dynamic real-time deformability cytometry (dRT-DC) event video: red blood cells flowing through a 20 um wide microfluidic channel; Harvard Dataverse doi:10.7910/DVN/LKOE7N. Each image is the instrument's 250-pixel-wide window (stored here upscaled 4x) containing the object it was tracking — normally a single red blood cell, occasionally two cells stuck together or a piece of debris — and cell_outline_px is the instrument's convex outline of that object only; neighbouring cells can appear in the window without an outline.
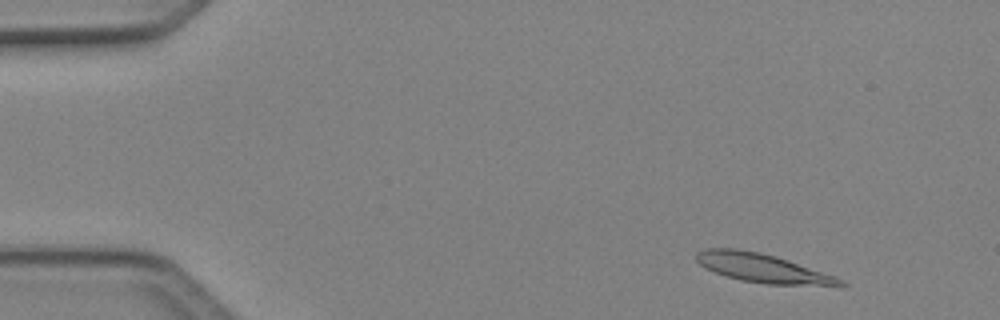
{"species": "Egyptian fruit bat (a non-hibernating species)", "species_latin": "Rousettus aegyptiacus", "temperature_condition": "cold", "stored_images_in_passage": 4, "camera_frame_rate_fps": 3000, "um_per_image_px": 0.085, "animal": {"sex": "female"}, "frame": {"image": 1, "passage_image": 1, "time_ms": 0.0, "image_size_px": [1000, 320], "cell_outline_px": [[848, 284], [844, 288], [836, 288], [764, 284], [740, 280], [704, 268], [696, 260], [696, 252], [704, 248], [736, 248], [760, 252], [776, 256], [836, 276], [844, 280]], "centroid_in_image_um": [64.98, 22.83], "position_along_channel_um": 20.0, "area_um2": 25.09}}
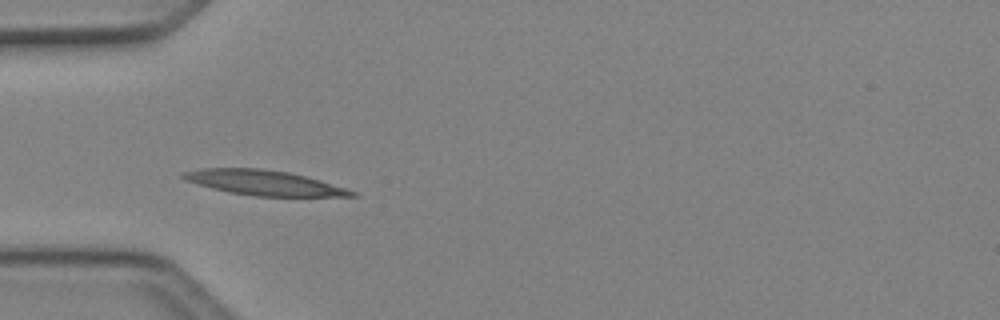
{"frame": {"image": 2, "passage_image": 3, "time_ms": 0.667, "image_size_px": [1000, 320], "cell_outline_px": [[360, 196], [256, 196], [228, 192], [212, 188], [184, 180], [180, 176], [184, 172], [200, 168], [260, 168], [288, 172], [320, 180], [356, 192]], "centroid_in_image_um": [22.4, 15.53], "position_along_channel_um": 62.6, "area_um2": 24.28}}
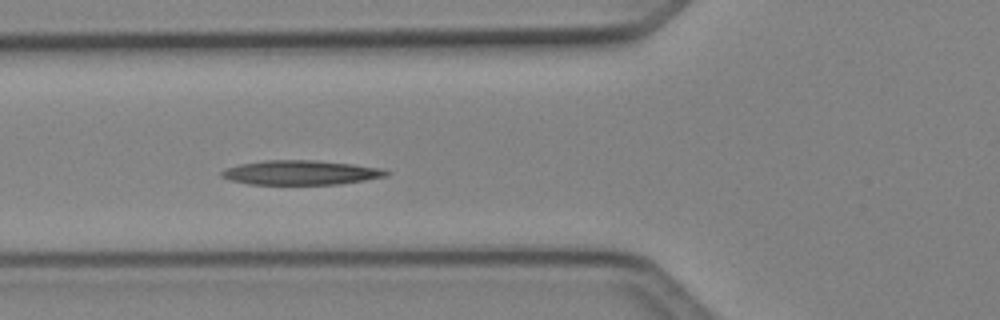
{"frame": {"image": 3, "passage_image": 4, "time_ms": 1.0, "image_size_px": [1000, 320], "cell_outline_px": [[392, 172], [388, 176], [340, 184], [248, 184], [232, 180], [220, 176], [220, 172], [224, 168], [240, 164], [264, 160], [316, 160], [352, 164], [380, 168]], "centroid_in_image_um": [25.56, 14.66], "position_along_channel_um": 100.2, "area_um2": 23.47}}